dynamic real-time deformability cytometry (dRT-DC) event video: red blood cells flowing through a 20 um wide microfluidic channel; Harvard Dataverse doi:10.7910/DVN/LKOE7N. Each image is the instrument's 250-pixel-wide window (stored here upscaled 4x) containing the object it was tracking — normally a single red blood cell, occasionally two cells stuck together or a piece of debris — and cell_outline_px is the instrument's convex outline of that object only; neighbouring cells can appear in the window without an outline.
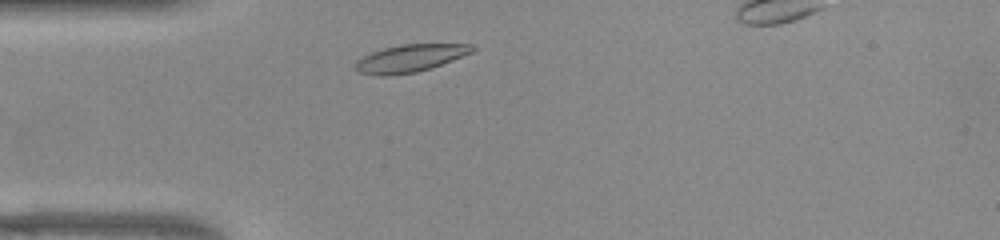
{"species": "common noctule bat (a hibernating species)", "species_latin": "Nyctalus noctula", "temperature_condition": "warm", "stored_images_in_passage": 33, "camera_frame_rate_fps": 3000, "um_per_image_px": 0.085, "animal": {"sex": "female", "body_mass_g": 22.0, "forearm_length_mm": 56.7}, "frame": {"image": 1, "passage_image": 3, "time_ms": 0.667, "image_size_px": [1000, 240], "cell_outline_px": [[476, 48], [472, 52], [432, 68], [416, 72], [384, 76], [380, 76], [356, 72], [352, 68], [356, 60], [372, 52], [384, 48], [404, 44], [472, 44]], "centroid_in_image_um": [34.81, 4.96], "position_along_channel_um": 50.2, "area_um2": 18.79}}
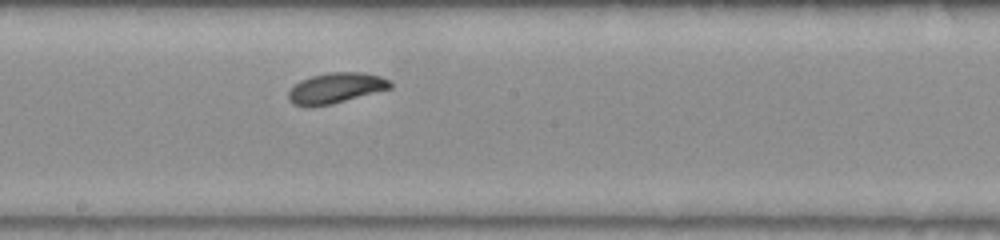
{"frame": {"image": 2, "passage_image": 17, "time_ms": 5.333, "image_size_px": [1000, 240], "cell_outline_px": [[392, 88], [332, 104], [312, 108], [308, 108], [292, 104], [288, 100], [288, 92], [300, 80], [312, 76], [328, 72], [364, 72], [380, 76], [388, 80], [392, 84]], "centroid_in_image_um": [28.51, 7.5], "position_along_channel_um": 219.7, "area_um2": 18.32}}
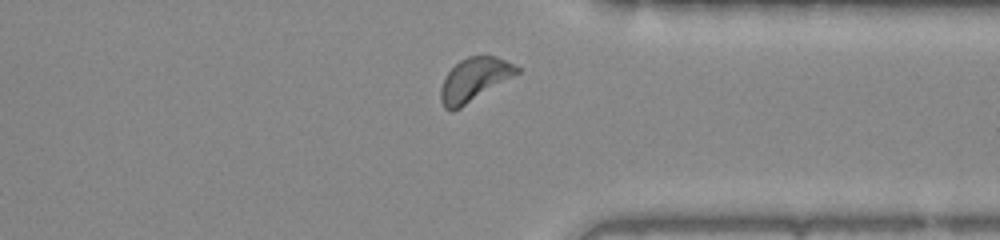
{"frame": {"image": 3, "passage_image": 29, "time_ms": 9.333, "image_size_px": [1000, 240], "cell_outline_px": [[520, 72], [460, 108], [452, 112], [444, 108], [440, 100], [440, 88], [444, 76], [460, 60], [468, 56], [496, 56], [520, 68]], "centroid_in_image_um": [40.27, 6.77], "position_along_channel_um": 371.1, "area_um2": 19.07}, "authors_computed_cell_mechanics": {"area_um2": 18.3226, "velocity_mm_per_s": 3.8512, "shape_relaxation_time_tau1_ms": 1.8623, "shape_relaxation_time_tau2_ms": 3.3901, "deformation_change_tau1": 0.1244, "deformation_change_tau2": 0.0709}}